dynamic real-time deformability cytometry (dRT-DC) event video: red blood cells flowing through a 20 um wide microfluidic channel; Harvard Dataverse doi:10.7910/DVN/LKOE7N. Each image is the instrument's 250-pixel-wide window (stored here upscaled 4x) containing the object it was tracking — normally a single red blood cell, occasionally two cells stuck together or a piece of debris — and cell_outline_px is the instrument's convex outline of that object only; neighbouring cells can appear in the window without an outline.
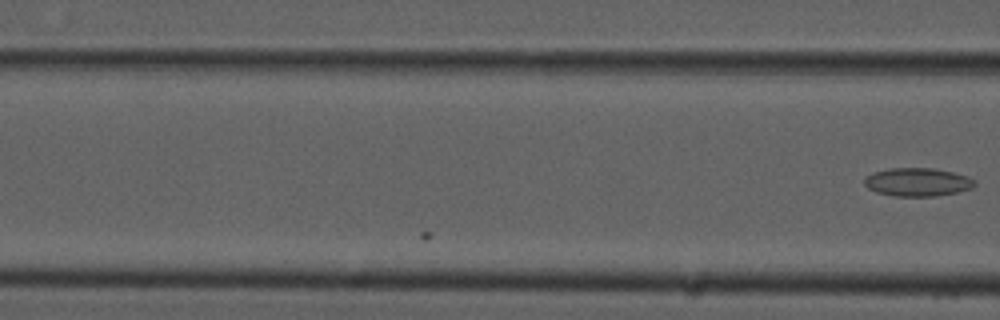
{"species": "common noctule bat (a hibernating species)", "species_latin": "Nyctalus noctula", "temperature_condition": "cold", "stored_images_in_passage": 7, "camera_frame_rate_fps": 3000, "um_per_image_px": 0.085, "animal": {"sex": "male", "forearm_length_mm": 52.5}, "frame": {"image": 1, "passage_image": 7, "time_ms": 2.0, "image_size_px": [1000, 320], "cell_outline_px": [[976, 184], [968, 188], [956, 192], [932, 196], [896, 196], [876, 192], [868, 188], [864, 184], [864, 180], [868, 176], [876, 172], [892, 168], [928, 168], [952, 172], [964, 176], [972, 180]], "centroid_in_image_um": [77.93, 15.48], "position_along_channel_um": 88.7, "area_um2": 17.57}}